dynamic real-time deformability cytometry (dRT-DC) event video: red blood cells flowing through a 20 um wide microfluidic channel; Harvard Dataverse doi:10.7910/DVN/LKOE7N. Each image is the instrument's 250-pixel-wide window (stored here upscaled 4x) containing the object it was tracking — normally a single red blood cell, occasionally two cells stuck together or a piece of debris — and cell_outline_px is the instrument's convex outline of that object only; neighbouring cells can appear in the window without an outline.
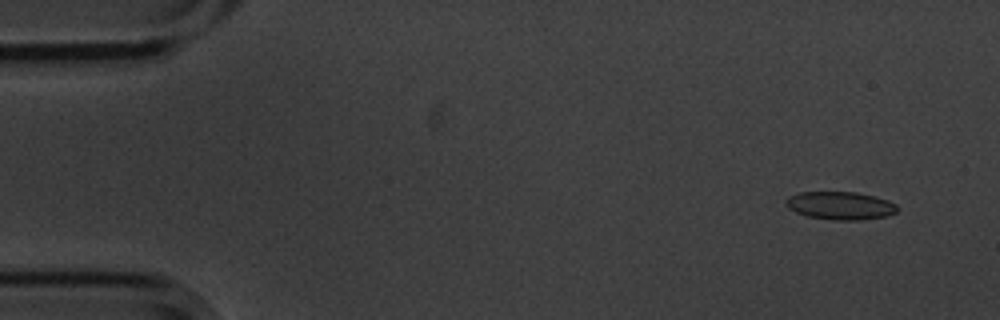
{"species": "common noctule bat (a hibernating species)", "species_latin": "Nyctalus noctula", "temperature_condition": "cold", "stored_images_in_passage": 6, "camera_frame_rate_fps": 3000, "um_per_image_px": 0.085, "animal": {"sex": "male", "body_mass_g": 20.1, "forearm_length_mm": 53.5}, "frame": {"image": 1, "passage_image": 2, "time_ms": 0.333, "image_size_px": [1000, 320], "cell_outline_px": [[900, 208], [896, 212], [888, 216], [860, 220], [832, 220], [808, 216], [796, 212], [788, 208], [784, 204], [784, 200], [788, 196], [800, 192], [856, 192], [888, 200], [896, 204]], "centroid_in_image_um": [71.42, 17.48], "position_along_channel_um": 13.6, "area_um2": 18.32}}
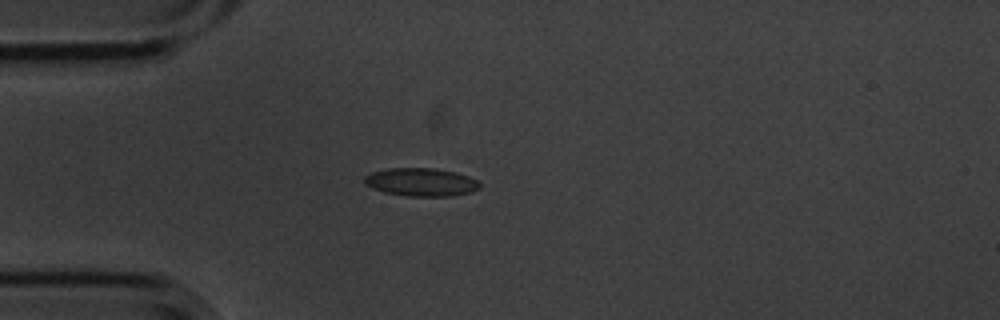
{"frame": {"image": 2, "passage_image": 5, "time_ms": 1.333, "image_size_px": [1000, 320], "cell_outline_px": [[480, 188], [472, 192], [452, 196], [408, 196], [384, 192], [372, 188], [364, 184], [364, 176], [372, 172], [388, 168], [432, 168], [456, 172], [468, 176], [476, 180], [480, 184]], "centroid_in_image_um": [35.78, 15.48], "position_along_channel_um": 49.2, "area_um2": 18.96}}